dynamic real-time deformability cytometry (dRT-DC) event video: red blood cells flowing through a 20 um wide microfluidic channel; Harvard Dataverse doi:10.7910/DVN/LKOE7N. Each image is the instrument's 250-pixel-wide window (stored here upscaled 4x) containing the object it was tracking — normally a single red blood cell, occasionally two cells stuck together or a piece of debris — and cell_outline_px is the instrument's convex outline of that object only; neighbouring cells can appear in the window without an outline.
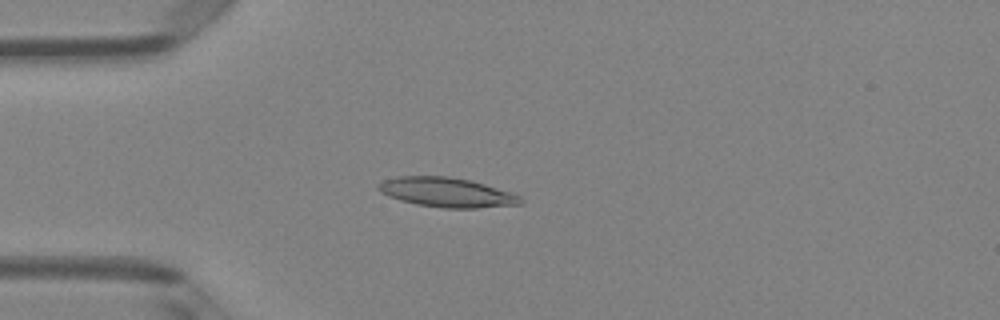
{"species": "Egyptian fruit bat (a non-hibernating species)", "species_latin": "Rousettus aegyptiacus", "temperature_condition": "room temperature", "stored_images_in_passage": 4, "camera_frame_rate_fps": 3000, "um_per_image_px": 0.085, "animal": {"sex": "female"}, "frame": {"image": 1, "passage_image": 4, "time_ms": 1.0, "image_size_px": [1000, 320], "cell_outline_px": [[524, 200], [520, 204], [476, 208], [444, 208], [416, 204], [400, 200], [388, 196], [380, 192], [376, 188], [376, 184], [384, 180], [400, 176], [448, 176], [468, 180], [484, 184], [512, 192], [520, 196]], "centroid_in_image_um": [37.95, 16.35], "position_along_channel_um": 47.1, "area_um2": 24.45}}